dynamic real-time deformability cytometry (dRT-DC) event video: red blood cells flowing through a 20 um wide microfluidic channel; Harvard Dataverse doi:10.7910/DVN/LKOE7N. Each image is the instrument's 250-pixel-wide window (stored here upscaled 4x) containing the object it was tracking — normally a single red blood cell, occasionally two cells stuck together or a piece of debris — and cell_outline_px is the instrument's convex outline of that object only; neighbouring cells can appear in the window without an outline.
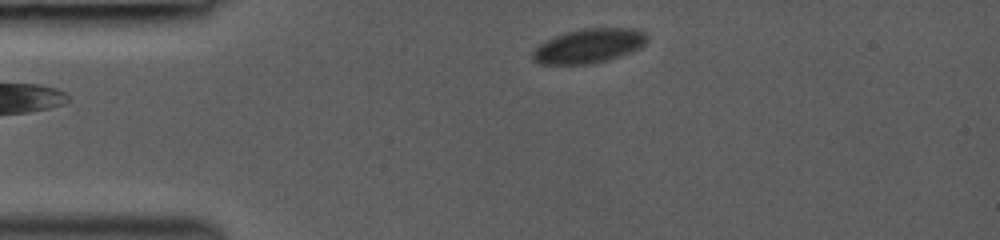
{"species": "common noctule bat (a hibernating species)", "species_latin": "Nyctalus noctula", "temperature_condition": "room temperature", "stored_images_in_passage": 38, "camera_frame_rate_fps": 3000, "um_per_image_px": 0.085, "animal": {"sex": "female", "body_mass_g": 19.0, "forearm_length_mm": 53.3}, "frame": {"image": 1, "passage_image": 1, "time_ms": 0.0, "image_size_px": [1000, 240], "cell_outline_px": [[648, 40], [640, 48], [632, 52], [604, 60], [588, 64], [540, 64], [532, 56], [532, 52], [540, 44], [556, 36], [568, 32], [584, 28], [636, 28], [648, 32]], "centroid_in_image_um": [50.12, 3.88], "position_along_channel_um": 34.9, "area_um2": 22.66}}
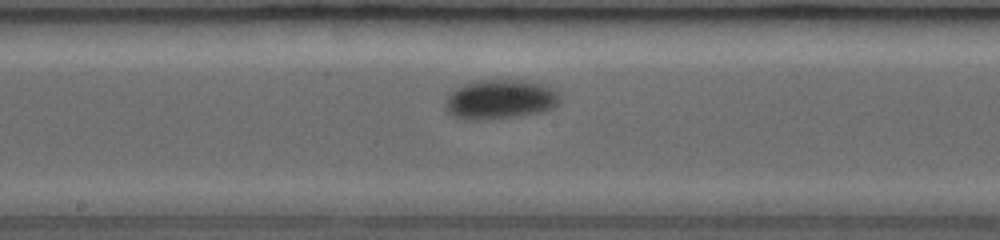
{"frame": {"image": 2, "passage_image": 17, "time_ms": 5.333, "image_size_px": [1000, 240], "cell_outline_px": [[560, 96], [556, 104], [552, 108], [544, 112], [516, 116], [480, 120], [464, 120], [452, 116], [444, 108], [444, 104], [448, 96], [456, 88], [472, 80], [520, 80], [544, 84], [560, 92]], "centroid_in_image_um": [42.49, 8.45], "position_along_channel_um": 205.7, "area_um2": 26.59}}
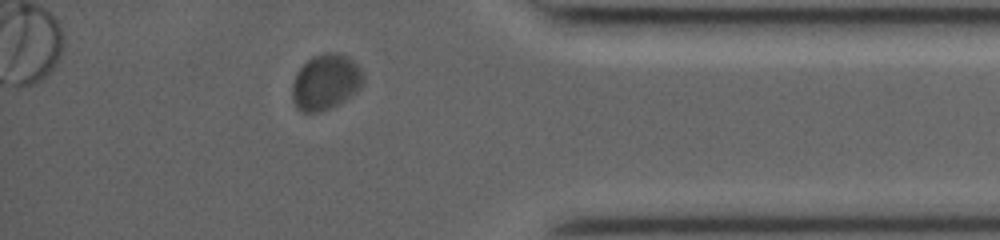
{"frame": {"image": 3, "passage_image": 33, "time_ms": 10.667, "image_size_px": [1000, 240], "cell_outline_px": [[364, 84], [356, 92], [344, 100], [320, 112], [304, 112], [296, 108], [292, 100], [292, 84], [296, 72], [312, 56], [324, 52], [336, 52], [348, 56], [364, 72]], "centroid_in_image_um": [27.68, 6.95], "position_along_channel_um": 407.5, "area_um2": 23.18}, "authors_computed_cell_mechanics": {"area_um2": 24.9118, "velocity_mm_per_s": 3.964, "shape_relaxation_time_tau1_ms": 2.2556, "shape_relaxation_time_tau2_ms": null, "deformation_change_tau1": 0.0409, "deformation_change_tau2": null}}